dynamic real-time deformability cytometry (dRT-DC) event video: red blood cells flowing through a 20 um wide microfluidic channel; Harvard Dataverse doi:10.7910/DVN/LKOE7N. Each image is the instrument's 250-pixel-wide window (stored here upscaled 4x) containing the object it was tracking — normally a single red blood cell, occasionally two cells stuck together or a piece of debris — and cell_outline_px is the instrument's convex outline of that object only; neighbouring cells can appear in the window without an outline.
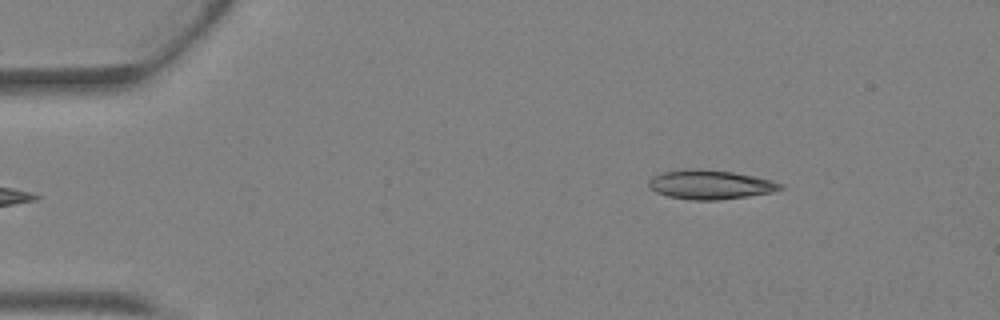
{"species": "Egyptian fruit bat (a non-hibernating species)", "species_latin": "Rousettus aegyptiacus", "temperature_condition": "warm", "stored_images_in_passage": 3, "camera_frame_rate_fps": 3000, "um_per_image_px": 0.085, "animal": {"sex": "female"}, "frame": {"image": 1, "passage_image": 3, "time_ms": 0.667, "image_size_px": [1000, 320], "cell_outline_px": [[784, 188], [772, 192], [748, 196], [720, 200], [692, 200], [668, 196], [656, 192], [648, 188], [648, 180], [652, 176], [664, 172], [688, 168], [700, 168], [732, 172], [772, 180], [784, 184]], "centroid_in_image_um": [60.35, 15.69], "position_along_channel_um": 24.6, "area_um2": 22.54}}